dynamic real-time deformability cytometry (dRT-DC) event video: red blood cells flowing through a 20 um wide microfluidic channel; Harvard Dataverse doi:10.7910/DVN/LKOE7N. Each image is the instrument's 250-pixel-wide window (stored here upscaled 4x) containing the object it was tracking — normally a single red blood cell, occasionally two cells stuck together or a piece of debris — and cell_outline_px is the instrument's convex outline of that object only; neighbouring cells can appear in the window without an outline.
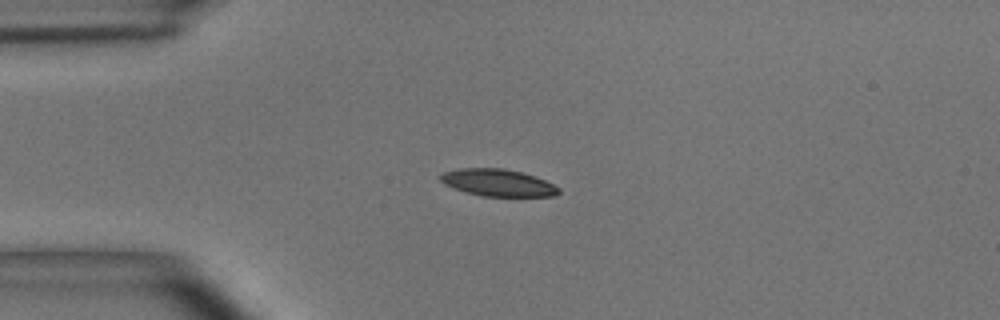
{"species": "common noctule bat (a hibernating species)", "species_latin": "Nyctalus noctula", "temperature_condition": "room temperature", "stored_images_in_passage": 9, "camera_frame_rate_fps": 3000, "um_per_image_px": 0.085, "animal": {"sex": "male", "body_mass_g": 15.6}, "frame": {"image": 1, "passage_image": 3, "time_ms": 0.667, "image_size_px": [1000, 320], "cell_outline_px": [[560, 192], [556, 196], [480, 196], [464, 192], [444, 184], [440, 180], [440, 176], [444, 172], [460, 168], [504, 168], [520, 172], [544, 180], [560, 188]], "centroid_in_image_um": [42.3, 15.54], "position_along_channel_um": 42.7, "area_um2": 18.55}}